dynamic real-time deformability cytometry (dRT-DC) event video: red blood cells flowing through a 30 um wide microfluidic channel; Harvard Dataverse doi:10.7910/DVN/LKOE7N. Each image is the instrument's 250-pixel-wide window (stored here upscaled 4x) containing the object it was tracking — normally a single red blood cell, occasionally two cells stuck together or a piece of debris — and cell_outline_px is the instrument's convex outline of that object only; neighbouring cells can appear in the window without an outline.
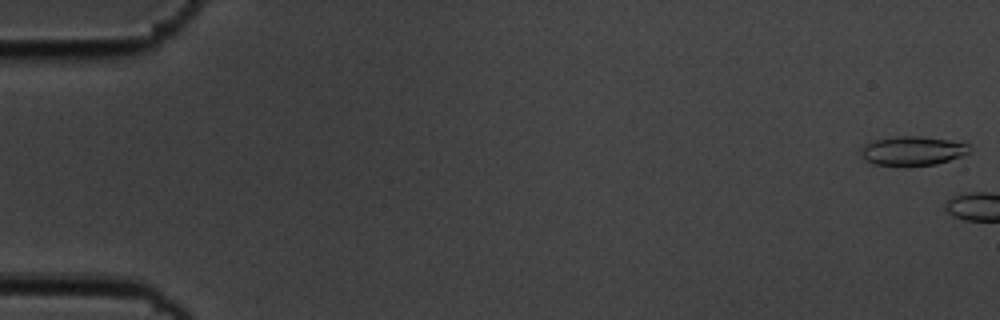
{"species": "common noctule bat (a hibernating species)", "species_latin": "Nyctalus noctula", "temperature_condition": "cold", "stored_images_in_passage": 4, "camera_frame_rate_fps": 3000, "um_per_image_px": 0.085, "animal": {"sex": "male", "body_mass_g": 19.5, "forearm_length_mm": 54.6}, "frame": {"image": 1, "passage_image": 1, "time_ms": 0.0, "image_size_px": [1000, 320], "cell_outline_px": [[972, 148], [968, 152], [960, 156], [936, 164], [904, 168], [872, 164], [864, 160], [860, 152], [860, 148], [864, 144], [872, 140], [896, 136], [920, 136], [948, 140], [968, 144]], "centroid_in_image_um": [77.48, 12.85], "position_along_channel_um": 7.5, "area_um2": 19.02}}